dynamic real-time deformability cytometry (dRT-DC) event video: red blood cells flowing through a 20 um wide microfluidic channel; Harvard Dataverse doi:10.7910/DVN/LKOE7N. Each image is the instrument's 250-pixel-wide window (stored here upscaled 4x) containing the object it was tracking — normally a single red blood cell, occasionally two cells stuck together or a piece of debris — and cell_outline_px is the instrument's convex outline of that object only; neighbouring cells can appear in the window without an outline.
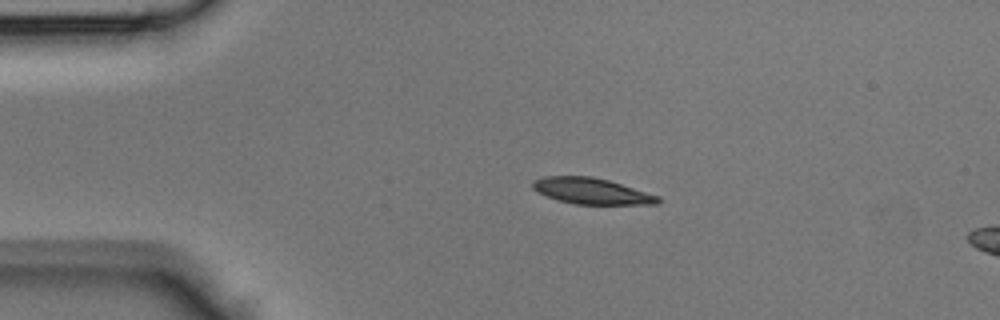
{"species": "Egyptian fruit bat (a non-hibernating species)", "species_latin": "Rousettus aegyptiacus", "temperature_condition": "room temperature", "stored_images_in_passage": 5, "camera_frame_rate_fps": 3000, "um_per_image_px": 0.085, "animal": {"sex": "male"}, "frame": {"image": 1, "passage_image": 1, "time_ms": 0.0, "image_size_px": [1000, 320], "cell_outline_px": [[660, 204], [576, 204], [556, 200], [532, 188], [532, 180], [544, 176], [592, 176], [608, 180], [660, 196]], "centroid_in_image_um": [50.28, 16.24], "position_along_channel_um": 34.7, "area_um2": 18.96}}